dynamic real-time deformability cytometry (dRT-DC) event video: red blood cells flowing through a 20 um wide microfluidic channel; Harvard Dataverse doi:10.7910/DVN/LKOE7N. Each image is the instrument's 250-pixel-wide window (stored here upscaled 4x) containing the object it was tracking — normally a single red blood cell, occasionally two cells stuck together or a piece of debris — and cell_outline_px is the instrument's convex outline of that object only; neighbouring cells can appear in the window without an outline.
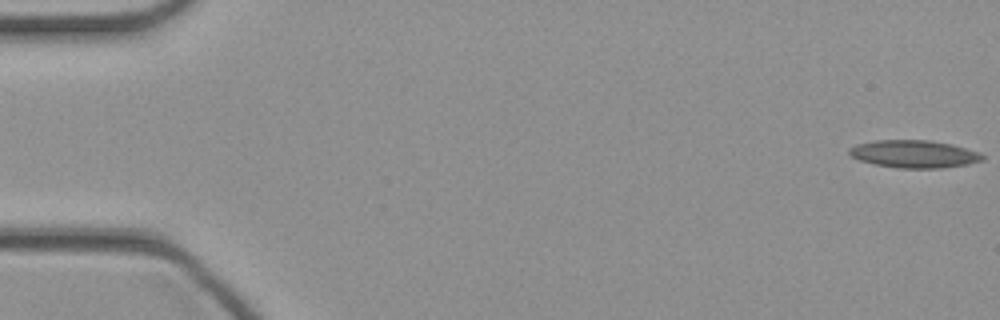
{"species": "common noctule bat (a hibernating species)", "species_latin": "Nyctalus noctula", "temperature_condition": "cold", "stored_images_in_passage": 47, "camera_frame_rate_fps": 3000, "um_per_image_px": 0.085, "animal": {"sex": "female", "body_mass_g": 21.9}, "frame": {"image": 1, "passage_image": 1, "time_ms": 0.0, "image_size_px": [1000, 320], "cell_outline_px": [[984, 160], [968, 164], [940, 168], [896, 168], [876, 164], [860, 160], [852, 156], [848, 152], [848, 148], [856, 144], [876, 140], [928, 140], [952, 144], [980, 152], [984, 156]], "centroid_in_image_um": [77.71, 13.08], "position_along_channel_um": 7.3, "area_um2": 21.44}}
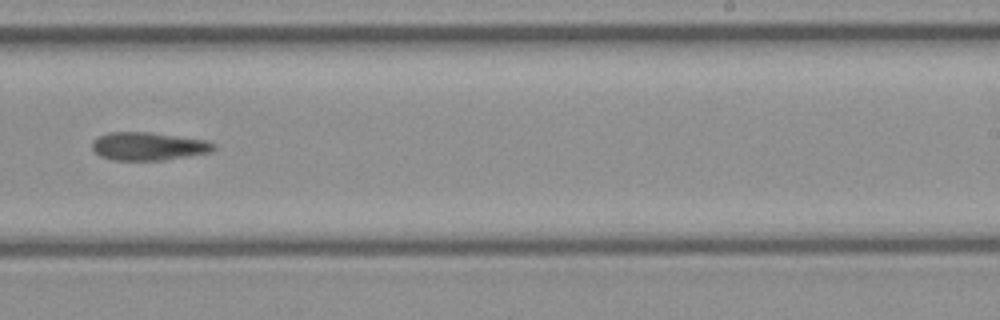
{"frame": {"image": 2, "passage_image": 29, "time_ms": 9.333, "image_size_px": [1000, 320], "cell_outline_px": [[216, 148], [212, 152], [164, 160], [112, 160], [100, 156], [92, 148], [92, 140], [96, 136], [108, 132], [152, 132], [204, 140], [216, 144]], "centroid_in_image_um": [12.59, 12.43], "position_along_channel_um": 276.4, "area_um2": 20.06}}
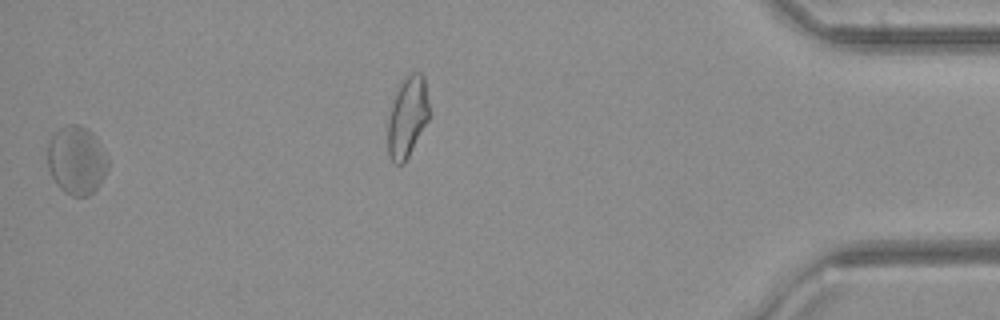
{"frame": {"image": 3, "passage_image": 46, "time_ms": 15.0, "image_size_px": [1000, 320], "cell_outline_px": [[108, 168], [104, 176], [96, 188], [88, 196], [72, 196], [64, 192], [56, 184], [48, 168], [48, 144], [52, 136], [60, 128], [68, 124], [76, 124], [88, 128], [92, 132], [108, 160]], "centroid_in_image_um": [6.49, 13.63], "position_along_channel_um": 428.7, "area_um2": 23.81}}